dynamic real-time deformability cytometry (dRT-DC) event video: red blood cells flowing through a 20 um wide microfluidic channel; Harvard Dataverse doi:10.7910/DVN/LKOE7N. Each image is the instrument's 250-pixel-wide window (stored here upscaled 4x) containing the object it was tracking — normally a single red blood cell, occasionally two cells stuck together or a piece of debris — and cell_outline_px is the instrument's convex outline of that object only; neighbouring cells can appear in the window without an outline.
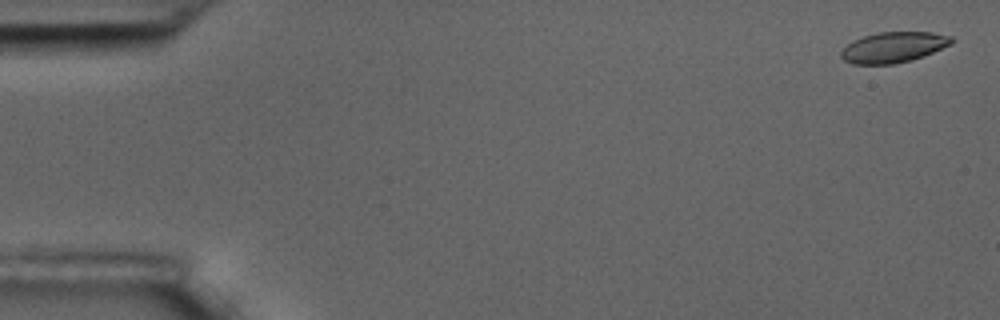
{"species": "common noctule bat (a hibernating species)", "species_latin": "Nyctalus noctula", "temperature_condition": "room temperature", "stored_images_in_passage": 56, "camera_frame_rate_fps": 3000, "um_per_image_px": 0.085, "animal": {"sex": "male", "body_mass_g": 17.5, "forearm_length_mm": 52.3}, "frame": {"image": 1, "passage_image": 2, "time_ms": 0.333, "image_size_px": [1000, 320], "cell_outline_px": [[956, 40], [952, 44], [924, 56], [912, 60], [892, 64], [852, 64], [844, 60], [840, 56], [840, 52], [852, 40], [876, 32], [932, 32], [952, 36]], "centroid_in_image_um": [75.97, 4.01], "position_along_channel_um": 9.0, "area_um2": 19.88}}
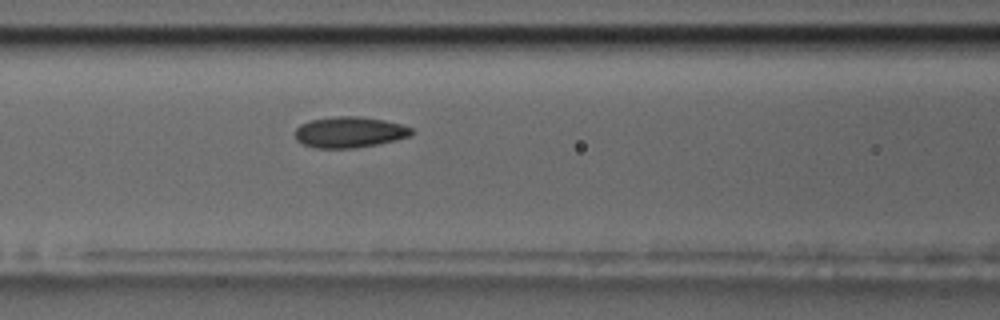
{"frame": {"image": 2, "passage_image": 24, "time_ms": 7.667, "image_size_px": [1000, 320], "cell_outline_px": [[412, 132], [408, 136], [396, 140], [356, 148], [316, 148], [304, 144], [296, 140], [296, 128], [300, 124], [308, 120], [336, 116], [360, 116], [384, 120], [400, 124], [412, 128]], "centroid_in_image_um": [29.67, 11.23], "position_along_channel_um": 136.9, "area_um2": 20.92}}
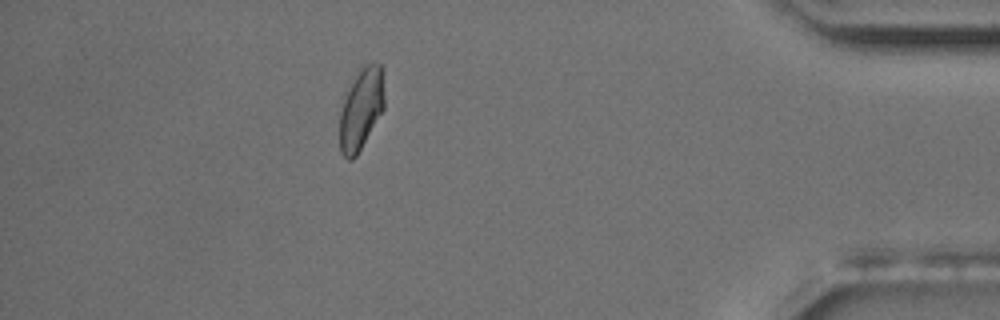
{"frame": {"image": 3, "passage_image": 50, "time_ms": 16.333, "image_size_px": [1000, 320], "cell_outline_px": [[384, 108], [356, 156], [352, 160], [348, 160], [340, 152], [340, 112], [344, 92], [348, 80], [356, 68], [360, 64], [380, 64], [384, 96]], "centroid_in_image_um": [30.64, 9.18], "position_along_channel_um": 404.6, "area_um2": 21.73}, "authors_computed_cell_mechanics": {"area_um2": 20.8947, "velocity_mm_per_s": 3.6172, "shape_relaxation_time_tau1_ms": null, "shape_relaxation_time_tau2_ms": 2.7731, "deformation_change_tau1": null, "deformation_change_tau2": 0.0744}}